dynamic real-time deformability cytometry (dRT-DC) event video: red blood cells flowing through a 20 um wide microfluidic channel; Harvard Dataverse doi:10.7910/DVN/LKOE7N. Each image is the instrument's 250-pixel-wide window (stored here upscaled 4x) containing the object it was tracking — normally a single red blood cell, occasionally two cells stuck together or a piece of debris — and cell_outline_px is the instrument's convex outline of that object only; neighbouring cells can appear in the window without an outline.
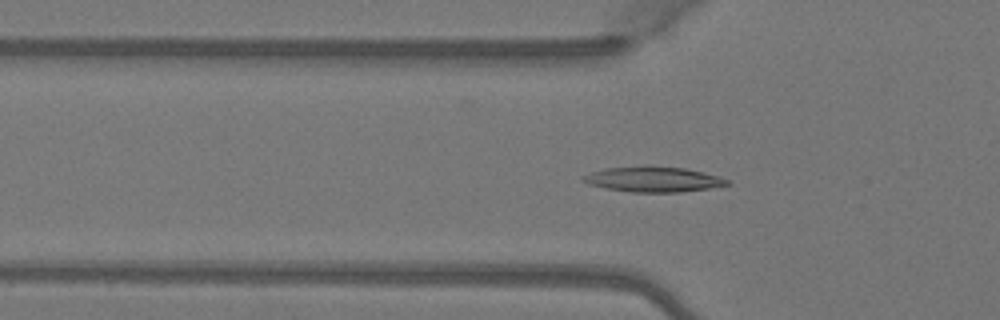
{"species": "Egyptian fruit bat (a non-hibernating species)", "species_latin": "Rousettus aegyptiacus", "temperature_condition": "warm", "stored_images_in_passage": 50, "camera_frame_rate_fps": 3000, "um_per_image_px": 0.085, "animal": {"sex": "female"}, "frame": {"image": 1, "passage_image": 17, "time_ms": 5.333, "image_size_px": [1000, 320], "cell_outline_px": [[732, 184], [708, 188], [680, 192], [632, 192], [608, 188], [588, 184], [580, 180], [580, 176], [604, 168], [644, 164], [684, 168], [720, 176], [732, 180]], "centroid_in_image_um": [55.52, 15.21], "position_along_channel_um": 70.3, "area_um2": 21.68}}
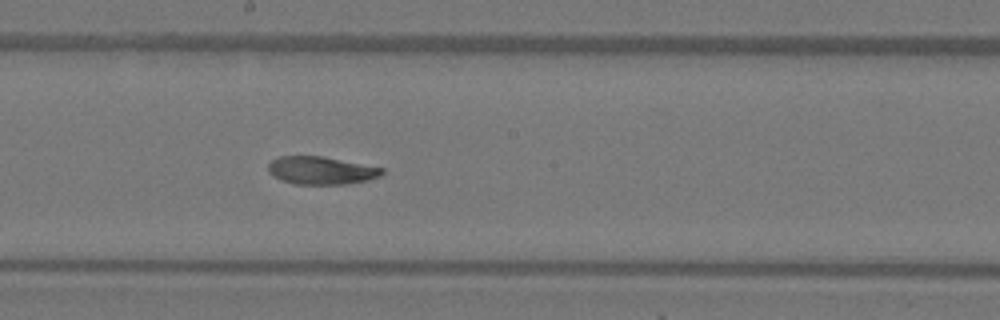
{"frame": {"image": 2, "passage_image": 28, "time_ms": 9.0, "image_size_px": [1000, 320], "cell_outline_px": [[384, 172], [380, 176], [368, 180], [348, 184], [296, 184], [280, 180], [272, 176], [268, 172], [268, 164], [272, 160], [280, 156], [320, 156], [384, 168]], "centroid_in_image_um": [27.27, 14.5], "position_along_channel_um": 220.9, "area_um2": 18.44}}
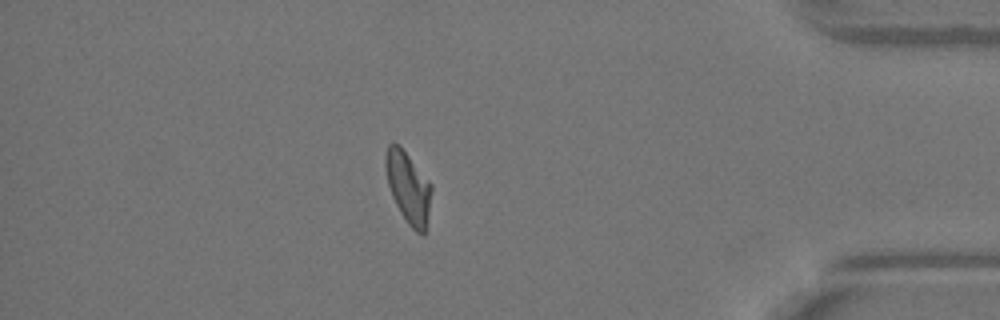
{"frame": {"image": 3, "passage_image": 44, "time_ms": 14.333, "image_size_px": [1000, 320], "cell_outline_px": [[432, 192], [424, 236], [416, 232], [408, 224], [400, 212], [392, 196], [388, 184], [384, 164], [384, 160], [388, 144], [392, 140], [400, 144], [432, 184]], "centroid_in_image_um": [34.69, 15.88], "position_along_channel_um": 400.5, "area_um2": 19.36}, "authors_computed_cell_mechanics": {"area_um2": 19.7676, "velocity_mm_per_s": 4.0821, "shape_relaxation_time_tau1_ms": 6.2834, "shape_relaxation_time_tau2_ms": 2.8869, "deformation_change_tau1": 0.1965, "deformation_change_tau2": 0.0747}}